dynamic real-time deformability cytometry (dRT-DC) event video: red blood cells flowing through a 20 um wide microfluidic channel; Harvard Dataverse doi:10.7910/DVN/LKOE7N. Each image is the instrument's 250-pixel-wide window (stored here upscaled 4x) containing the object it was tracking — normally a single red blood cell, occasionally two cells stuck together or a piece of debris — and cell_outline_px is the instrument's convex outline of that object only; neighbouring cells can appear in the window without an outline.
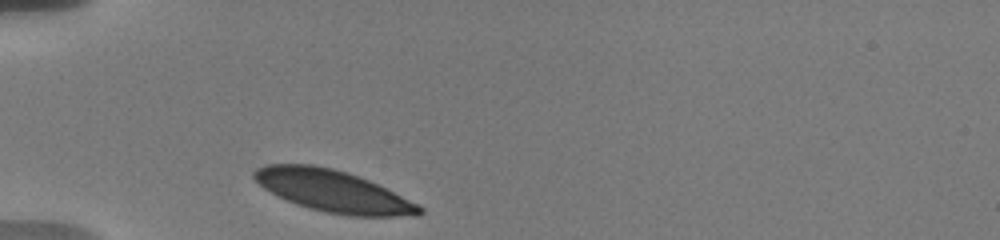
{"species": "human", "species_latin": "Homo sapiens", "temperature_condition": "warm", "stored_images_in_passage": 15, "camera_frame_rate_fps": 3000, "um_per_image_px": 0.085, "donor": {"sex": "male"}, "frame": {"image": 1, "passage_image": 1, "time_ms": 0.0, "image_size_px": [1000, 240], "cell_outline_px": [[424, 212], [420, 216], [348, 216], [324, 212], [308, 208], [296, 204], [264, 188], [252, 176], [252, 172], [256, 168], [264, 164], [312, 164], [332, 168], [348, 172], [368, 180], [424, 208]], "centroid_in_image_um": [28.29, 16.24], "position_along_channel_um": 56.7, "area_um2": 39.94}}
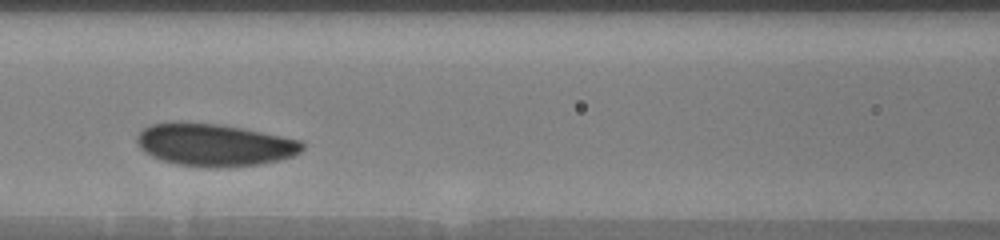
{"frame": {"image": 2, "passage_image": 6, "time_ms": 3.0, "image_size_px": [1000, 240], "cell_outline_px": [[304, 148], [300, 152], [292, 156], [280, 160], [260, 164], [224, 168], [212, 168], [176, 164], [152, 156], [144, 152], [140, 148], [136, 140], [136, 136], [144, 128], [152, 124], [172, 120], [220, 124], [244, 128], [300, 140], [304, 144]], "centroid_in_image_um": [18.2, 12.3], "position_along_channel_um": 148.4, "area_um2": 41.38}}
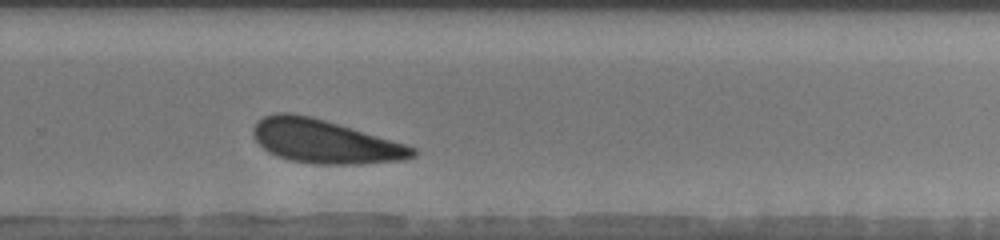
{"frame": {"image": 3, "passage_image": 13, "time_ms": 7.333, "image_size_px": [1000, 240], "cell_outline_px": [[416, 156], [404, 160], [360, 164], [312, 164], [288, 160], [276, 156], [268, 152], [252, 136], [252, 128], [256, 120], [264, 116], [276, 112], [292, 112], [312, 116], [352, 128], [404, 144], [416, 148]], "centroid_in_image_um": [27.54, 12.02], "position_along_channel_um": 302.3, "area_um2": 40.69}}